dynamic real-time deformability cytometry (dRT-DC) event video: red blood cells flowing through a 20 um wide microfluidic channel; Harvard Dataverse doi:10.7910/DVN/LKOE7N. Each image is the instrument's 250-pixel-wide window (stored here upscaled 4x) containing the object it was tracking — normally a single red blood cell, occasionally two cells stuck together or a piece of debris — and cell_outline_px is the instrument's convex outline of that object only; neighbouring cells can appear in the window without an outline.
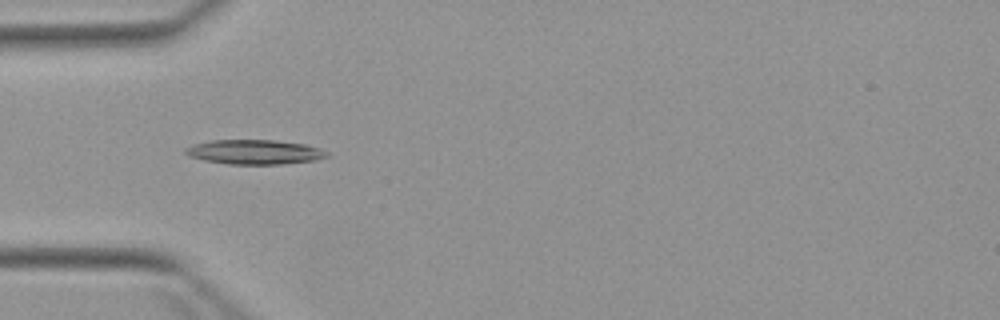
{"species": "Egyptian fruit bat (a non-hibernating species)", "species_latin": "Rousettus aegyptiacus", "temperature_condition": "warm", "stored_images_in_passage": 6, "camera_frame_rate_fps": 3000, "um_per_image_px": 0.085, "animal": {"sex": "female"}, "frame": {"image": 1, "passage_image": 4, "time_ms": 3.667, "image_size_px": [1000, 320], "cell_outline_px": [[328, 156], [316, 160], [284, 164], [228, 164], [204, 160], [188, 156], [184, 152], [184, 148], [192, 144], [212, 140], [276, 140], [304, 144], [320, 148], [328, 152]], "centroid_in_image_um": [21.62, 12.92], "position_along_channel_um": 63.4, "area_um2": 20.35}}
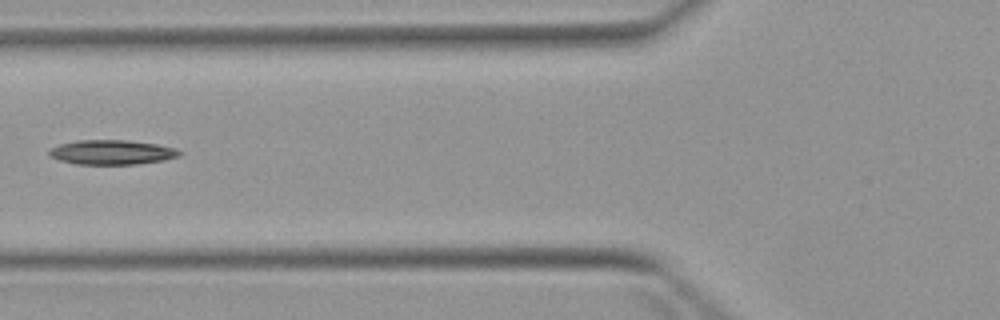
{"frame": {"image": 2, "passage_image": 5, "time_ms": 5.0, "image_size_px": [1000, 320], "cell_outline_px": [[184, 152], [180, 156], [164, 160], [136, 164], [76, 164], [60, 160], [48, 156], [48, 148], [60, 144], [76, 140], [128, 140], [156, 144], [176, 148]], "centroid_in_image_um": [9.5, 12.94], "position_along_channel_um": 116.3, "area_um2": 18.84}}
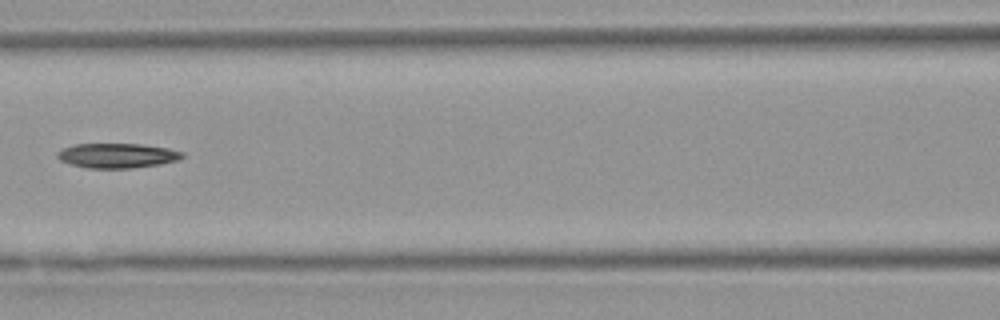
{"frame": {"image": 3, "passage_image": 6, "time_ms": 6.0, "image_size_px": [1000, 320], "cell_outline_px": [[184, 156], [176, 160], [160, 164], [128, 168], [88, 168], [72, 164], [60, 160], [56, 156], [56, 152], [60, 148], [72, 144], [140, 144], [168, 148], [184, 152]], "centroid_in_image_um": [9.91, 13.21], "position_along_channel_um": 156.7, "area_um2": 17.98}}